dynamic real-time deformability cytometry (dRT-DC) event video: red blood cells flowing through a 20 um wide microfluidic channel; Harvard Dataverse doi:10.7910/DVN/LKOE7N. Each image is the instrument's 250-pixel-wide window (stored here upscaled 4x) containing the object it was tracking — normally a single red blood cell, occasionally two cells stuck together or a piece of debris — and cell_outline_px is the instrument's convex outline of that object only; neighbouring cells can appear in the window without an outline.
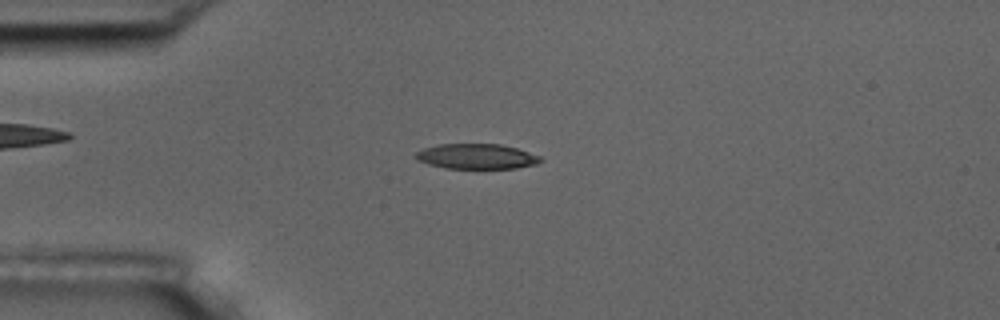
{"species": "common noctule bat (a hibernating species)", "species_latin": "Nyctalus noctula", "temperature_condition": "room temperature", "stored_images_in_passage": 14, "camera_frame_rate_fps": 3000, "um_per_image_px": 0.085, "animal": {"sex": "male", "body_mass_g": 17.5, "forearm_length_mm": 52.3}, "frame": {"image": 1, "passage_image": 3, "time_ms": 3.333, "image_size_px": [1000, 320], "cell_outline_px": [[544, 160], [536, 164], [516, 168], [448, 168], [428, 164], [420, 160], [416, 156], [416, 152], [424, 148], [436, 144], [500, 144], [516, 148], [540, 156]], "centroid_in_image_um": [40.54, 13.29], "position_along_channel_um": 44.5, "area_um2": 18.09}}
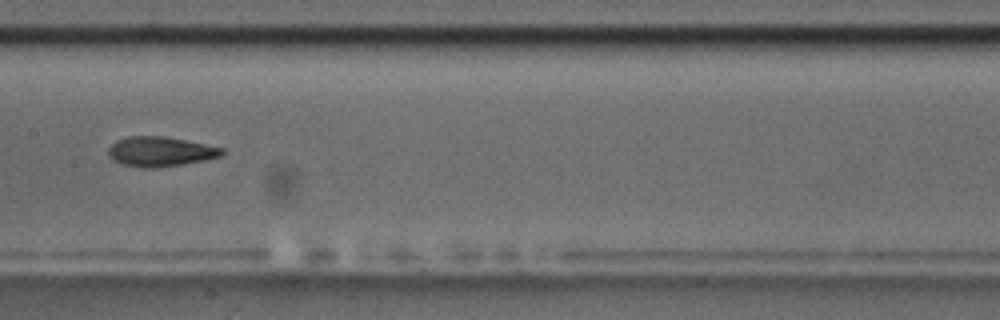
{"frame": {"image": 2, "passage_image": 7, "time_ms": 8.0, "image_size_px": [1000, 320], "cell_outline_px": [[224, 152], [220, 156], [204, 160], [156, 168], [144, 168], [120, 164], [112, 160], [108, 156], [108, 148], [116, 140], [128, 136], [164, 136], [224, 148]], "centroid_in_image_um": [13.57, 12.88], "position_along_channel_um": 193.8, "area_um2": 19.65}}
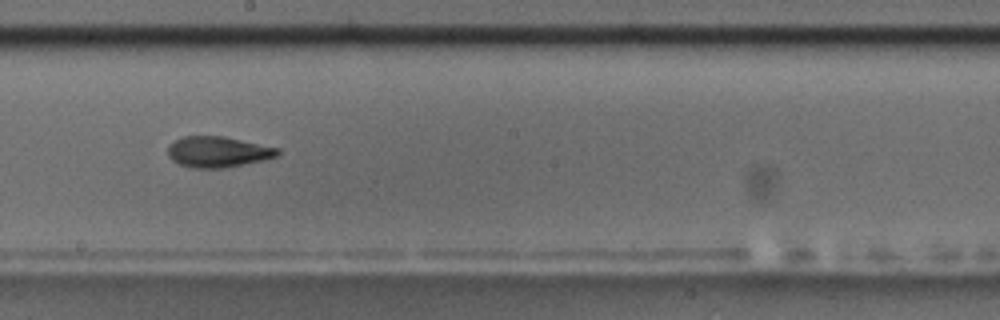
{"frame": {"image": 3, "passage_image": 8, "time_ms": 9.0, "image_size_px": [1000, 320], "cell_outline_px": [[280, 152], [276, 156], [264, 160], [224, 168], [192, 168], [180, 164], [172, 160], [168, 156], [168, 148], [176, 140], [184, 136], [224, 136], [280, 148]], "centroid_in_image_um": [18.54, 12.91], "position_along_channel_um": 229.7, "area_um2": 19.65}, "authors_computed_cell_mechanics": {"area_um2": 18.9295, "velocity_mm_per_s": 3.6146, "shape_relaxation_time_tau1_ms": 5.2048, "shape_relaxation_time_tau2_ms": 1.6192, "deformation_change_tau1": 0.1833, "deformation_change_tau2": 0.0911}}